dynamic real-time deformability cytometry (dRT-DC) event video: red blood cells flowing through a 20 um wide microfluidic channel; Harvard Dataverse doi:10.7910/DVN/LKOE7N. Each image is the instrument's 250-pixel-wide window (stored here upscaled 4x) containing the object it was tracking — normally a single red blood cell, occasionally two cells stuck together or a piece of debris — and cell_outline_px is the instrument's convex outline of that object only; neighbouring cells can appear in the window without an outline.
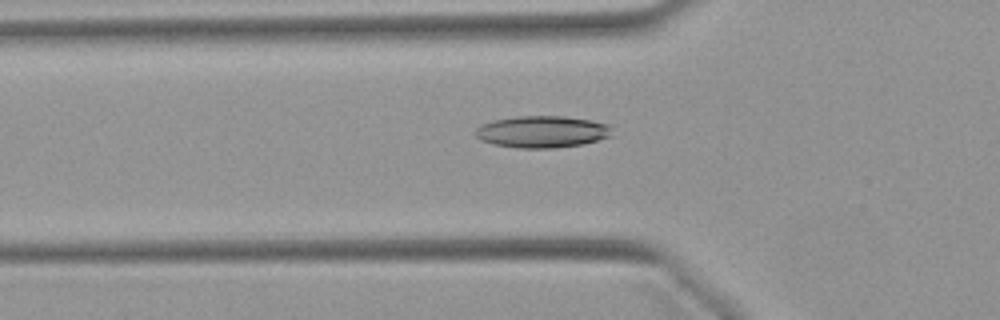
{"species": "Egyptian fruit bat (a non-hibernating species)", "species_latin": "Rousettus aegyptiacus", "temperature_condition": "warm", "stored_images_in_passage": 50, "camera_frame_rate_fps": 3000, "um_per_image_px": 0.085, "animal": {"sex": "female"}, "frame": {"image": 1, "passage_image": 16, "time_ms": 5.0, "image_size_px": [1000, 320], "cell_outline_px": [[604, 136], [596, 140], [580, 144], [548, 148], [528, 148], [496, 144], [484, 140], [480, 136], [480, 128], [484, 124], [496, 120], [528, 116], [556, 116], [588, 120], [604, 124]], "centroid_in_image_um": [46.03, 11.2], "position_along_channel_um": 79.8, "area_um2": 23.24}}
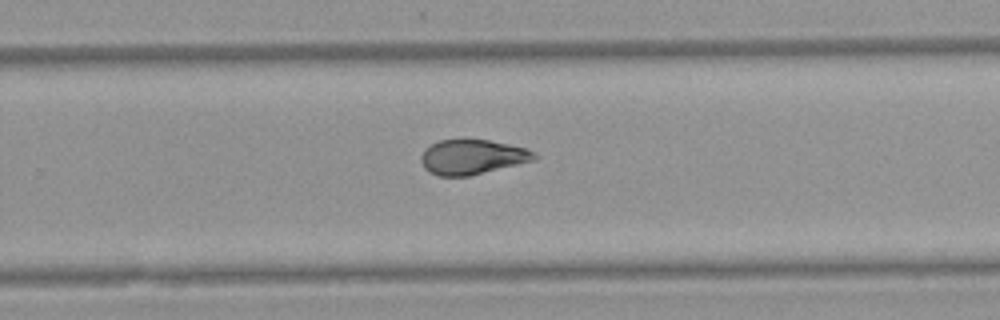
{"frame": {"image": 2, "passage_image": 32, "time_ms": 10.333, "image_size_px": [1000, 320], "cell_outline_px": [[536, 156], [528, 160], [464, 176], [440, 176], [432, 172], [424, 164], [424, 152], [432, 144], [440, 140], [488, 140], [524, 148], [532, 152]], "centroid_in_image_um": [40.09, 13.32], "position_along_channel_um": 289.7, "area_um2": 21.21}}
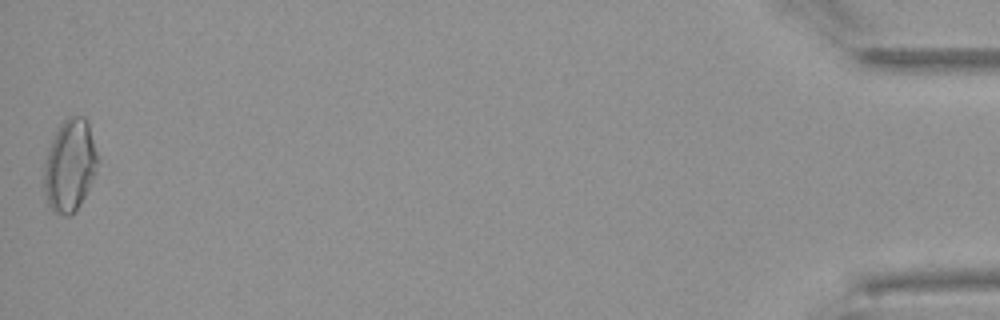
{"frame": {"image": 3, "passage_image": 50, "time_ms": 16.333, "image_size_px": [1000, 320], "cell_outline_px": [[96, 160], [92, 172], [84, 192], [76, 208], [72, 212], [60, 212], [56, 208], [48, 196], [48, 160], [52, 144], [60, 128], [64, 124], [72, 120], [84, 120], [88, 124], [96, 156]], "centroid_in_image_um": [5.99, 14.03], "position_along_channel_um": 429.2, "area_um2": 24.1}, "authors_computed_cell_mechanics": {"area_um2": 21.3282, "velocity_mm_per_s": 3.9362, "shape_relaxation_time_tau1_ms": null, "shape_relaxation_time_tau2_ms": 2.3985, "deformation_change_tau1": null, "deformation_change_tau2": 0.0864}}